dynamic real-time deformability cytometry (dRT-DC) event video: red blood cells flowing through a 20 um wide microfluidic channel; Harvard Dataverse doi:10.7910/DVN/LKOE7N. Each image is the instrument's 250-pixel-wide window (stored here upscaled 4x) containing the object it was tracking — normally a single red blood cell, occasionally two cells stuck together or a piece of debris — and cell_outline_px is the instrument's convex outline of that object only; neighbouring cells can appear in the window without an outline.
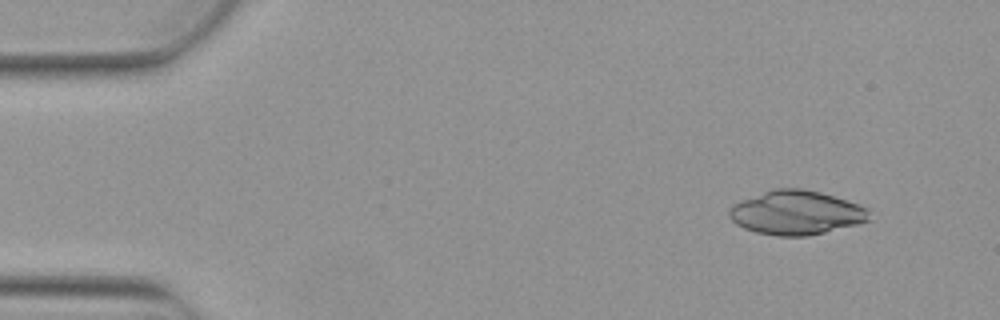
{"species": "Egyptian fruit bat (a non-hibernating species)", "species_latin": "Rousettus aegyptiacus", "temperature_condition": "warm", "stored_images_in_passage": 7, "camera_frame_rate_fps": 3000, "um_per_image_px": 0.085, "animal": {"sex": "female"}, "frame": {"image": 1, "passage_image": 1, "time_ms": 0.0, "image_size_px": [1000, 320], "cell_outline_px": [[872, 220], [808, 236], [776, 236], [756, 232], [744, 228], [736, 224], [728, 216], [728, 212], [732, 204], [764, 192], [776, 188], [804, 188], [820, 192], [868, 208]], "centroid_in_image_um": [67.67, 18.08], "position_along_channel_um": 17.3, "area_um2": 35.72}}